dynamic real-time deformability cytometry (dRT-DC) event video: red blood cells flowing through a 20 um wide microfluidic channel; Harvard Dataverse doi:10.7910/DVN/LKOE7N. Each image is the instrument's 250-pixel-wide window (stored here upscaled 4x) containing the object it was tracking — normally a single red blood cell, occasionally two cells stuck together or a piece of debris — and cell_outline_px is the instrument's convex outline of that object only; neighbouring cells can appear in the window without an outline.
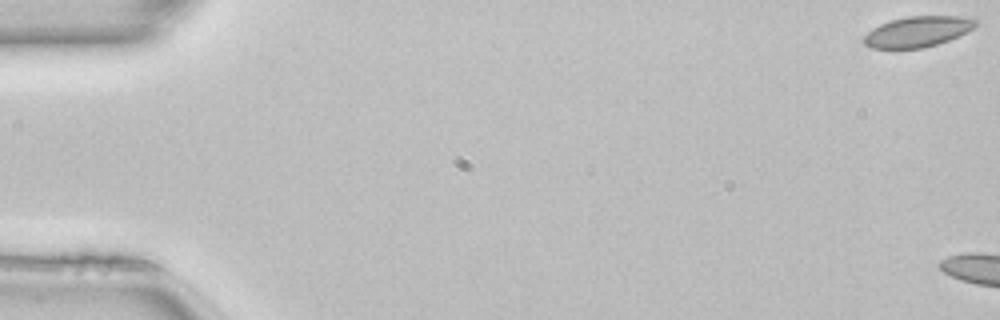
{"species": "common noctule bat (a hibernating species)", "species_latin": "Nyctalus noctula", "temperature_condition": "room temperature", "stored_images_in_passage": 5, "camera_frame_rate_fps": 3000, "um_per_image_px": 0.085, "animal": {"sex": "female", "body_mass_g": 22.7, "forearm_length_mm": 54.2}, "frame": {"image": 1, "passage_image": 1, "time_ms": 0.0, "image_size_px": [1000, 320], "cell_outline_px": [[980, 24], [948, 40], [924, 48], [872, 48], [864, 44], [860, 40], [872, 28], [880, 24], [892, 20], [908, 16], [964, 16], [980, 20]], "centroid_in_image_um": [77.99, 2.68], "position_along_channel_um": 7.0, "area_um2": 19.94}}